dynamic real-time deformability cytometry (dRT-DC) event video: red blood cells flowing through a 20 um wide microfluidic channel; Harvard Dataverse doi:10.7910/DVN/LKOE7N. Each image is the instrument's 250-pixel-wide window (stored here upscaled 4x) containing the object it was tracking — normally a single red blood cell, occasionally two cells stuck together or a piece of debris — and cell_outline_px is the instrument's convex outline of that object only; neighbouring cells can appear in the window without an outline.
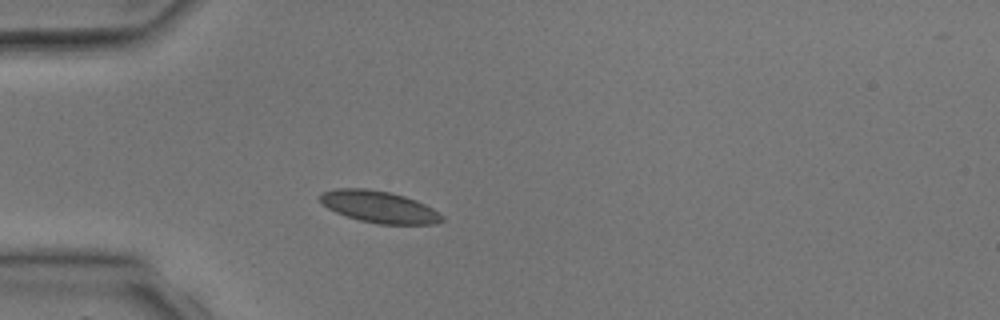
{"species": "common noctule bat (a hibernating species)", "species_latin": "Nyctalus noctula", "temperature_condition": "room temperature", "stored_images_in_passage": 2, "camera_frame_rate_fps": 3000, "um_per_image_px": 0.085, "animal": {"sex": "male", "body_mass_g": 17.9, "forearm_length_mm": 54.2}, "frame": {"image": 1, "passage_image": 2, "time_ms": 1.333, "image_size_px": [1000, 320], "cell_outline_px": [[444, 220], [436, 224], [380, 224], [360, 220], [336, 212], [328, 208], [320, 200], [320, 192], [336, 188], [364, 188], [388, 192], [404, 196], [416, 200], [440, 212], [444, 216]], "centroid_in_image_um": [32.25, 17.58], "position_along_channel_um": 52.8, "area_um2": 22.48}}